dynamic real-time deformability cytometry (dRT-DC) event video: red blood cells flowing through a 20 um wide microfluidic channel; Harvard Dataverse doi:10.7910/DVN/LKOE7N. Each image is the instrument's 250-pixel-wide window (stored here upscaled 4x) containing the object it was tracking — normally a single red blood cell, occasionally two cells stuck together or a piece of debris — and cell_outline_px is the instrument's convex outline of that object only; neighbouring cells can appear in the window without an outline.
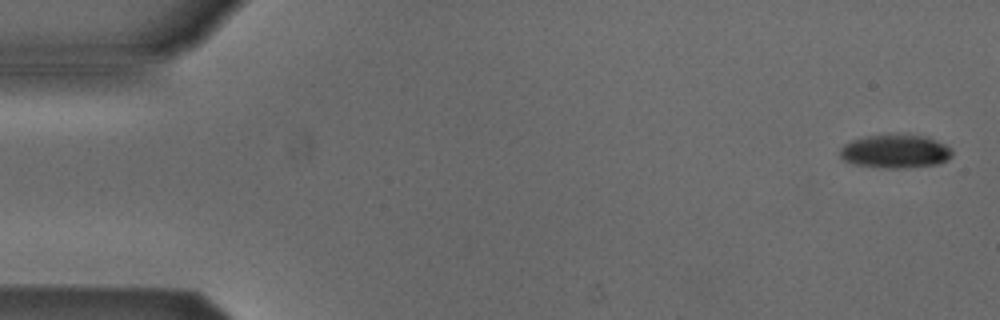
{"species": "Egyptian fruit bat (a non-hibernating species)", "species_latin": "Rousettus aegyptiacus", "temperature_condition": "cold", "stored_images_in_passage": 4, "camera_frame_rate_fps": 3000, "um_per_image_px": 0.085, "animal": {"sex": "male"}, "frame": {"image": 1, "passage_image": 1, "time_ms": 0.0, "image_size_px": [1000, 320], "cell_outline_px": [[952, 156], [948, 160], [940, 164], [908, 168], [880, 168], [852, 164], [844, 160], [840, 156], [840, 148], [844, 144], [852, 140], [868, 136], [924, 136], [944, 144], [952, 148]], "centroid_in_image_um": [76.1, 12.91], "position_along_channel_um": 8.9, "area_um2": 21.73}}
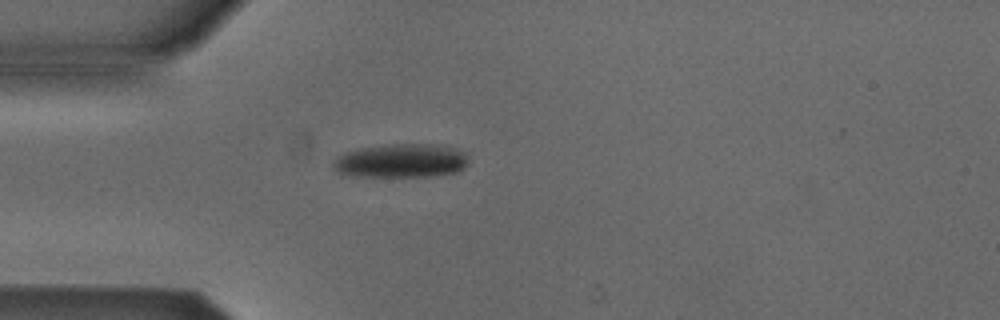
{"frame": {"image": 2, "passage_image": 4, "time_ms": 4.333, "image_size_px": [1000, 320], "cell_outline_px": [[468, 164], [464, 168], [456, 172], [432, 176], [352, 176], [336, 172], [332, 168], [332, 160], [336, 156], [344, 152], [360, 148], [392, 144], [432, 144], [452, 148], [468, 152]], "centroid_in_image_um": [34.07, 13.66], "position_along_channel_um": 50.9, "area_um2": 26.93}}